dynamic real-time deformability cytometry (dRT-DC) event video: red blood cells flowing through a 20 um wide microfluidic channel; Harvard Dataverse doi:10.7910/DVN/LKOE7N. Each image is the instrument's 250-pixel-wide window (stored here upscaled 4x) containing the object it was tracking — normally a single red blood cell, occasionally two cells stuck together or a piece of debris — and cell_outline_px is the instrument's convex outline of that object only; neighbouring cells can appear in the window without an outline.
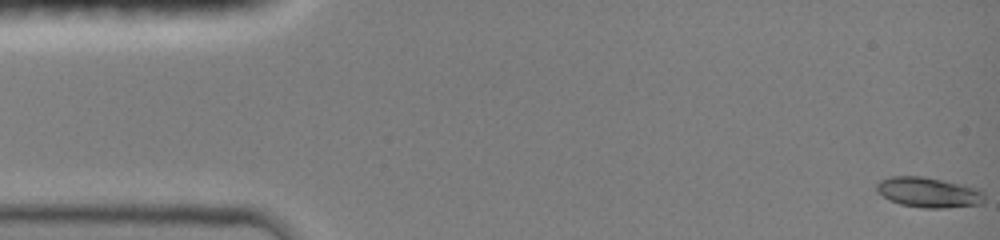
{"species": "common noctule bat (a hibernating species)", "species_latin": "Nyctalus noctula", "temperature_condition": "room temperature", "stored_images_in_passage": 48, "camera_frame_rate_fps": 3000, "um_per_image_px": 0.085, "animal": {"sex": "female", "body_mass_g": 19.0, "forearm_length_mm": 51.5}, "frame": {"image": 1, "passage_image": 1, "time_ms": 0.0, "image_size_px": [1000, 240], "cell_outline_px": [[984, 204], [944, 208], [924, 208], [900, 204], [888, 200], [876, 192], [876, 184], [880, 180], [888, 176], [924, 176], [964, 184], [976, 188], [984, 192]], "centroid_in_image_um": [78.91, 16.34], "position_along_channel_um": 6.1, "area_um2": 19.36}}
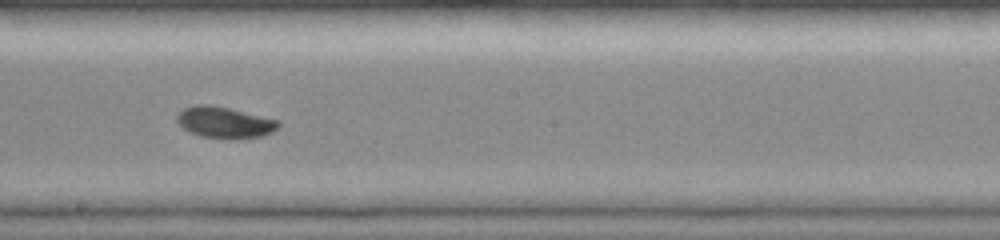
{"frame": {"image": 2, "passage_image": 27, "time_ms": 8.667, "image_size_px": [1000, 240], "cell_outline_px": [[280, 124], [272, 132], [260, 136], [236, 140], [228, 140], [200, 136], [188, 132], [176, 120], [176, 116], [184, 108], [196, 104], [212, 104], [280, 120]], "centroid_in_image_um": [19.08, 10.42], "position_along_channel_um": 229.1, "area_um2": 18.79}}
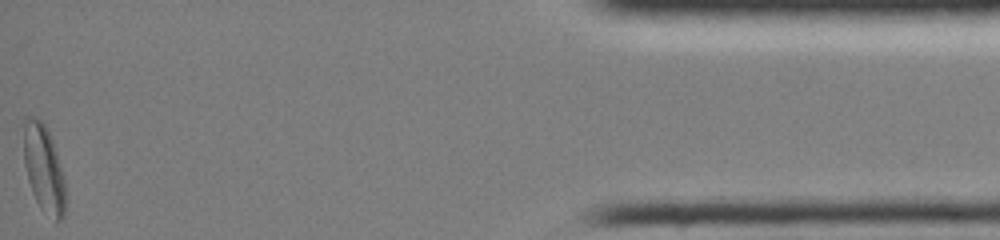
{"frame": {"image": 3, "passage_image": 48, "time_ms": 15.667, "image_size_px": [1000, 240], "cell_outline_px": [[64, 216], [60, 220], [56, 220], [40, 208], [32, 192], [28, 180], [24, 164], [24, 116], [36, 116], [48, 128], [56, 152], [64, 180]], "centroid_in_image_um": [3.69, 14.27], "position_along_channel_um": 431.5, "area_um2": 20.98}, "authors_computed_cell_mechanics": {"area_um2": 18.1492, "velocity_mm_per_s": 4.0365, "shape_relaxation_time_tau1_ms": 3.713, "shape_relaxation_time_tau2_ms": null, "deformation_change_tau1": 0.0885, "deformation_change_tau2": null}}